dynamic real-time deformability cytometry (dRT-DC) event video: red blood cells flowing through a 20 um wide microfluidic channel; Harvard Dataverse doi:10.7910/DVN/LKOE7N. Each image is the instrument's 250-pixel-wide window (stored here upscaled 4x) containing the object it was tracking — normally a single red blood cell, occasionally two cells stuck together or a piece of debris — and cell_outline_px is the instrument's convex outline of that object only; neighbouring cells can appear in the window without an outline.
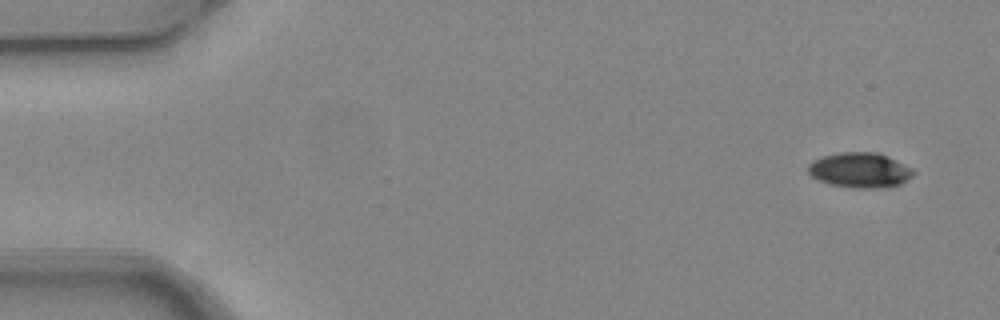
{"species": "common noctule bat (a hibernating species)", "species_latin": "Nyctalus noctula", "temperature_condition": "warm", "stored_images_in_passage": 3, "camera_frame_rate_fps": 3000, "um_per_image_px": 0.085, "animal": {"sex": "female", "body_mass_g": 24.6, "forearm_length_mm": 56.2}, "frame": {"image": 1, "passage_image": 1, "time_ms": 0.0, "image_size_px": [1000, 320], "cell_outline_px": [[916, 172], [908, 180], [892, 188], [852, 188], [832, 184], [820, 180], [812, 176], [808, 172], [808, 164], [812, 160], [824, 156], [840, 152], [876, 152], [888, 156], [912, 168]], "centroid_in_image_um": [73.13, 14.47], "position_along_channel_um": 11.9, "area_um2": 21.68}}